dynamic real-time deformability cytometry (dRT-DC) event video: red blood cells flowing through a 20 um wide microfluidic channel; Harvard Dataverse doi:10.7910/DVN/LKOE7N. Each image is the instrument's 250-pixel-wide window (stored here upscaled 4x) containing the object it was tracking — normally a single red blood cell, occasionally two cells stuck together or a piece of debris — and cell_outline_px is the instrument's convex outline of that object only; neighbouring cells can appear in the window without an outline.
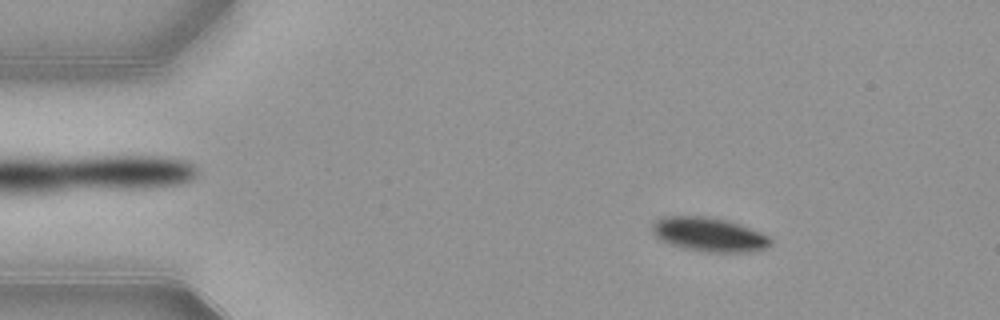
{"species": "common noctule bat (a hibernating species)", "species_latin": "Nyctalus noctula", "temperature_condition": "warm", "stored_images_in_passage": 53, "camera_frame_rate_fps": 3000, "um_per_image_px": 0.085, "animal": {"sex": "female", "body_mass_g": 21.9}, "frame": {"image": 1, "passage_image": 8, "time_ms": 2.333, "image_size_px": [1000, 320], "cell_outline_px": [[772, 240], [764, 248], [748, 252], [704, 252], [680, 248], [668, 244], [660, 240], [652, 232], [652, 220], [660, 216], [708, 216], [728, 220], [740, 224], [760, 232], [768, 236]], "centroid_in_image_um": [60.18, 19.92], "position_along_channel_um": 24.8, "area_um2": 23.81}}
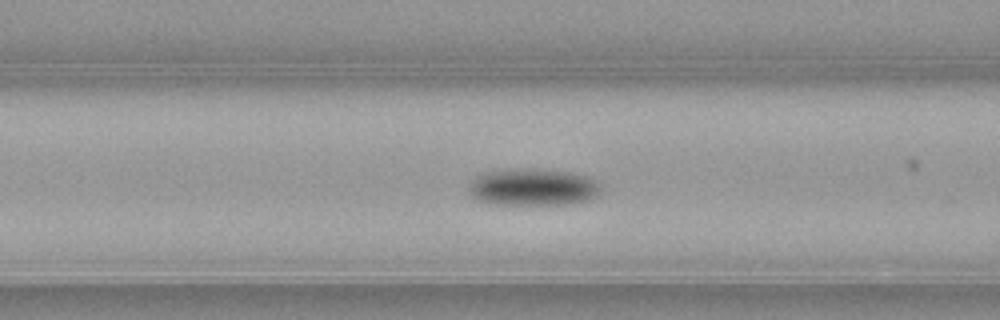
{"frame": {"image": 2, "passage_image": 21, "time_ms": 6.667, "image_size_px": [1000, 320], "cell_outline_px": [[600, 192], [596, 196], [588, 200], [576, 204], [496, 204], [476, 200], [468, 192], [468, 184], [476, 176], [484, 172], [496, 168], [532, 168], [572, 172], [588, 176], [596, 180], [600, 184]], "centroid_in_image_um": [45.27, 15.88], "position_along_channel_um": 121.3, "area_um2": 29.3}}
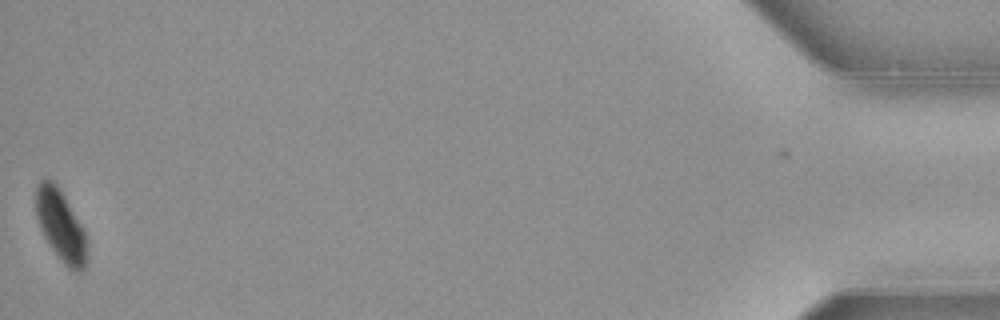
{"frame": {"image": 3, "passage_image": 53, "time_ms": 17.333, "image_size_px": [1000, 320], "cell_outline_px": [[88, 256], [84, 272], [76, 272], [68, 268], [56, 256], [44, 236], [40, 228], [36, 216], [36, 188], [40, 180], [52, 180], [56, 184], [64, 196], [84, 228], [88, 252]], "centroid_in_image_um": [5.19, 19.24], "position_along_channel_um": 430.0, "area_um2": 21.39}, "authors_computed_cell_mechanics": {"area_um2": 25.6054, "velocity_mm_per_s": 3.8585, "shape_relaxation_time_tau1_ms": 2.3133, "shape_relaxation_time_tau2_ms": null, "deformation_change_tau1": 0.0983, "deformation_change_tau2": null}}